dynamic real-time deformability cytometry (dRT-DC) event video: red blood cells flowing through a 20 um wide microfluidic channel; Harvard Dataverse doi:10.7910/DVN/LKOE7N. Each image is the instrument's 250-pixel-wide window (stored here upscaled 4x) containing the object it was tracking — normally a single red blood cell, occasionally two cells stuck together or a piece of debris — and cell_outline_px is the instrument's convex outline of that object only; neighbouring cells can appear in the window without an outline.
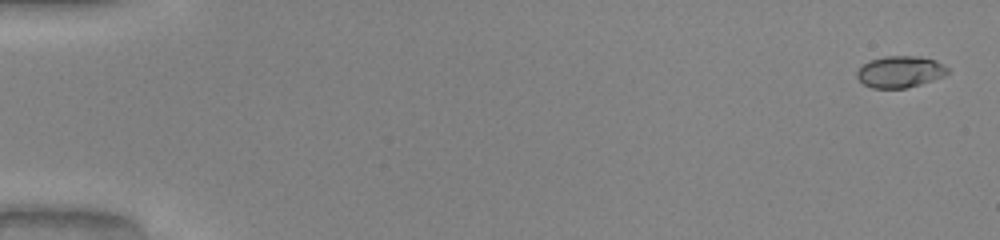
{"species": "common noctule bat (a hibernating species)", "species_latin": "Nyctalus noctula", "temperature_condition": "warm", "stored_images_in_passage": 51, "camera_frame_rate_fps": 3000, "um_per_image_px": 0.085, "animal": {"sex": "male", "body_mass_g": 20.0, "forearm_length_mm": 53.3}, "frame": {"image": 1, "passage_image": 2, "time_ms": 0.333, "image_size_px": [1000, 240], "cell_outline_px": [[948, 72], [944, 76], [920, 84], [904, 88], [872, 88], [864, 84], [856, 76], [856, 72], [868, 60], [884, 56], [920, 56], [936, 60], [944, 64], [948, 68]], "centroid_in_image_um": [76.51, 6.09], "position_along_channel_um": 8.5, "area_um2": 16.7}}
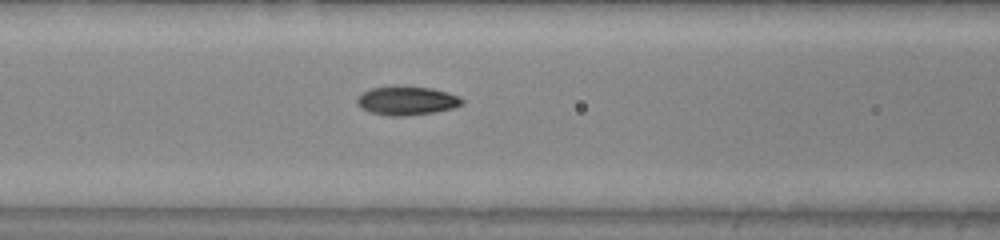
{"frame": {"image": 2, "passage_image": 23, "time_ms": 7.333, "image_size_px": [1000, 240], "cell_outline_px": [[464, 104], [452, 108], [432, 112], [404, 116], [392, 116], [372, 112], [360, 108], [356, 104], [356, 100], [364, 92], [372, 88], [432, 88], [448, 92], [464, 100]], "centroid_in_image_um": [34.59, 8.59], "position_along_channel_um": 132.0, "area_um2": 16.88}}
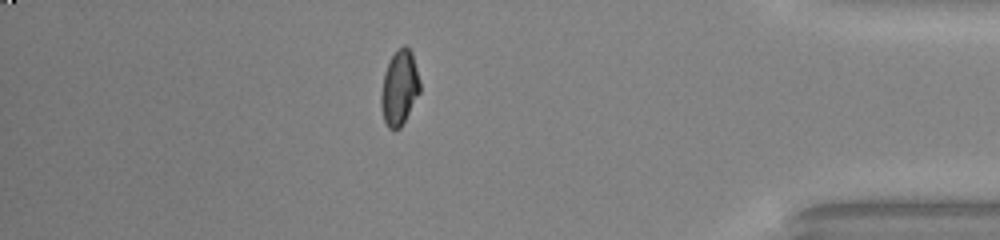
{"frame": {"image": 3, "passage_image": 45, "time_ms": 14.667, "image_size_px": [1000, 240], "cell_outline_px": [[420, 92], [400, 128], [388, 128], [384, 120], [380, 104], [380, 96], [384, 72], [392, 56], [404, 44], [412, 52], [420, 80]], "centroid_in_image_um": [33.95, 7.46], "position_along_channel_um": 401.3, "area_um2": 16.76}, "authors_computed_cell_mechanics": {"area_um2": 16.762, "velocity_mm_per_s": 4.1367, "shape_relaxation_time_tau1_ms": 8.1384, "shape_relaxation_time_tau2_ms": 1.0885, "deformation_change_tau1": 0.2527, "deformation_change_tau2": 0.0457}}